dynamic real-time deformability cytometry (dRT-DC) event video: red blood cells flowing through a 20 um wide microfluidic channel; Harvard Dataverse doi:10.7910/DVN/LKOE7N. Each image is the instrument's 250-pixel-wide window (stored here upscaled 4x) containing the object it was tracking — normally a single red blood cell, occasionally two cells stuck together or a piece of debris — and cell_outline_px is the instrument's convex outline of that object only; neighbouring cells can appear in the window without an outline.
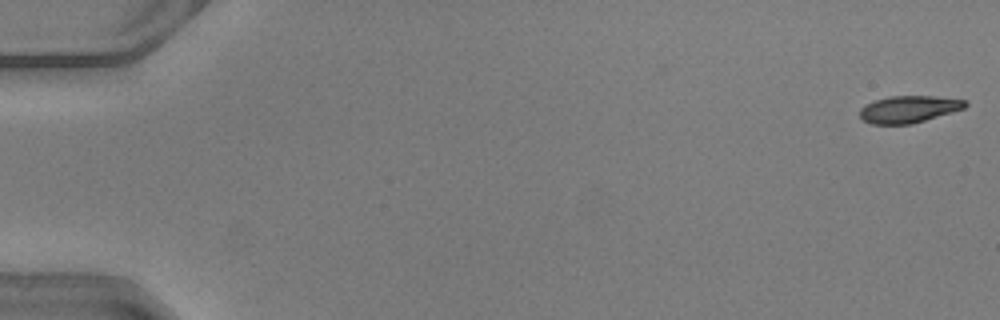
{"species": "common noctule bat (a hibernating species)", "species_latin": "Nyctalus noctula", "temperature_condition": "warm", "stored_images_in_passage": 10, "camera_frame_rate_fps": 3000, "um_per_image_px": 0.085, "animal": {"sex": "male", "body_mass_g": 20.5, "forearm_length_mm": 52.5}, "frame": {"image": 1, "passage_image": 1, "time_ms": 0.0, "image_size_px": [1000, 320], "cell_outline_px": [[968, 104], [964, 108], [912, 124], [872, 124], [864, 120], [860, 116], [860, 108], [864, 104], [888, 96], [932, 96], [968, 100]], "centroid_in_image_um": [77.24, 9.27], "position_along_channel_um": 7.8, "area_um2": 16.53}}